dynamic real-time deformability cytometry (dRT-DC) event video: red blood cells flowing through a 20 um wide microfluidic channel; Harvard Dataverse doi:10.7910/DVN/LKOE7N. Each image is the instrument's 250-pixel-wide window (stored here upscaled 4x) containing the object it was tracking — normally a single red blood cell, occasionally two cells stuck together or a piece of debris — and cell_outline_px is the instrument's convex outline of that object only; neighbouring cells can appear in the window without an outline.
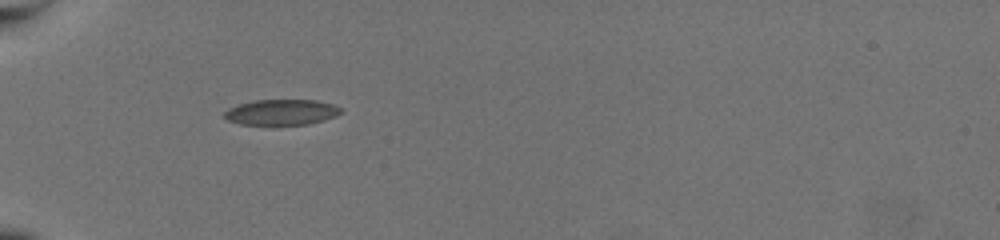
{"species": "common noctule bat (a hibernating species)", "species_latin": "Nyctalus noctula", "temperature_condition": "warm", "stored_images_in_passage": 5, "camera_frame_rate_fps": 3000, "um_per_image_px": 0.085, "animal": {"sex": "female", "body_mass_g": 19.5, "forearm_length_mm": 54.1}, "frame": {"image": 1, "passage_image": 1, "time_ms": 0.0, "image_size_px": [1000, 240], "cell_outline_px": [[344, 112], [336, 116], [324, 120], [308, 124], [276, 128], [240, 124], [228, 120], [224, 116], [224, 112], [228, 108], [240, 104], [256, 100], [316, 100], [332, 104], [344, 108]], "centroid_in_image_um": [23.95, 9.59], "position_along_channel_um": 61.1, "area_um2": 18.32}}
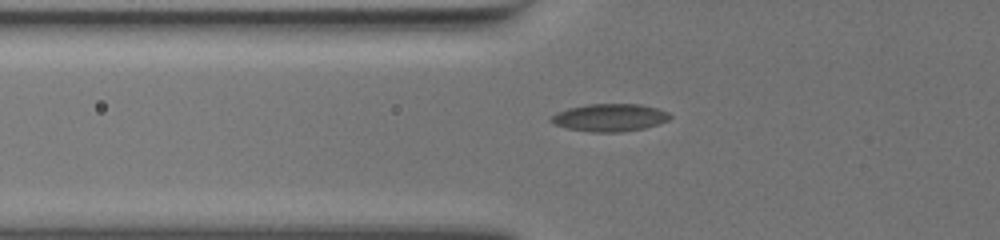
{"frame": {"image": 2, "passage_image": 3, "time_ms": 0.667, "image_size_px": [1000, 240], "cell_outline_px": [[460, 180], [448, 184], [324, 184], [304, 176], [296, 172], [304, 168], [332, 168], [424, 172], [448, 176]], "centroid_in_image_um": [31.72, 15.03], "position_along_channel_um": 94.1, "area_um2": 14.28}}